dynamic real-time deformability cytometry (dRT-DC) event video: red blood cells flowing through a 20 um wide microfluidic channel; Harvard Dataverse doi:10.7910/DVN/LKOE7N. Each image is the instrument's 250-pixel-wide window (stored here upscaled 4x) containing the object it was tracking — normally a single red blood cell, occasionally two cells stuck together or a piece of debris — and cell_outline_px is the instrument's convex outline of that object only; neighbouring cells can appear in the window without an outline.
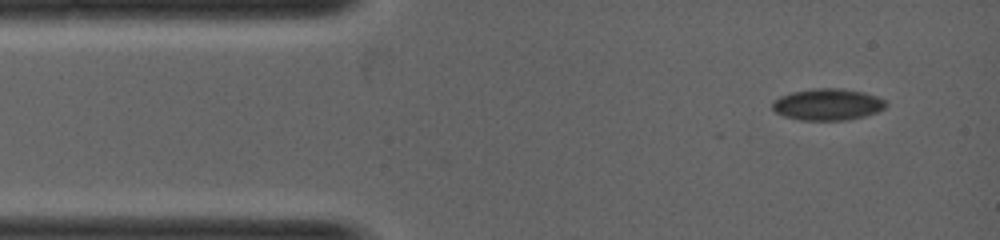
{"species": "common noctule bat (a hibernating species)", "species_latin": "Nyctalus noctula", "temperature_condition": "warm", "stored_images_in_passage": 8, "camera_frame_rate_fps": 5000, "um_per_image_px": 0.085, "animal": {"sex": "female", "body_mass_g": 19.0, "forearm_length_mm": 53.3}, "frame": {"image": 1, "passage_image": 1, "time_ms": 0.0, "image_size_px": [1000, 240], "cell_outline_px": [[888, 104], [884, 108], [876, 112], [864, 116], [844, 120], [800, 120], [784, 116], [776, 112], [772, 108], [772, 100], [780, 96], [792, 92], [812, 88], [840, 88], [864, 92], [876, 96], [884, 100]], "centroid_in_image_um": [70.32, 8.87], "position_along_channel_um": 14.7, "area_um2": 20.92}}
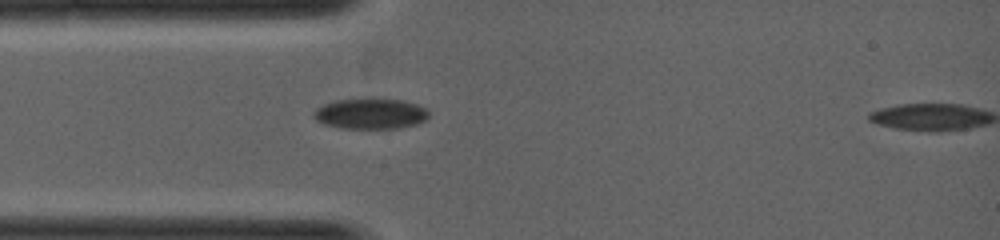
{"frame": {"image": 2, "passage_image": 7, "time_ms": 1.2, "image_size_px": [1000, 240], "cell_outline_px": [[428, 116], [424, 120], [416, 124], [400, 128], [340, 128], [324, 124], [316, 120], [312, 116], [312, 112], [316, 108], [324, 104], [336, 100], [364, 96], [372, 96], [400, 100], [416, 104], [428, 108]], "centroid_in_image_um": [31.46, 9.62], "position_along_channel_um": 53.5, "area_um2": 21.21}}